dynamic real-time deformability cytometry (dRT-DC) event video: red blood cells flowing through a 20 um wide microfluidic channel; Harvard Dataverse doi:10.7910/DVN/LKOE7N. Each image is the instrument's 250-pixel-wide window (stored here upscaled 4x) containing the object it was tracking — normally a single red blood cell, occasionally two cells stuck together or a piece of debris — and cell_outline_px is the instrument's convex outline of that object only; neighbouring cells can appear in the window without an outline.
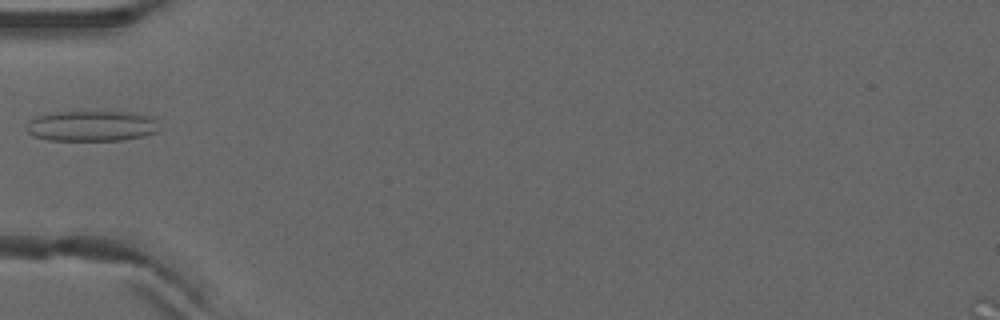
{"species": "common noctule bat (a hibernating species)", "species_latin": "Nyctalus noctula", "temperature_condition": "warm", "stored_images_in_passage": 7, "camera_frame_rate_fps": 3000, "um_per_image_px": 0.085, "animal": {"sex": "male", "forearm_length_mm": 52.5}, "frame": {"image": 1, "passage_image": 6, "time_ms": 1.667, "image_size_px": [1000, 320], "cell_outline_px": [[156, 132], [140, 136], [120, 140], [48, 140], [32, 136], [28, 132], [28, 120], [36, 116], [52, 112], [140, 112], [156, 120]], "centroid_in_image_um": [7.74, 10.7], "position_along_channel_um": 77.3, "area_um2": 23.47}}